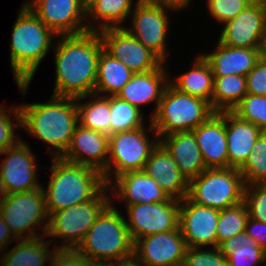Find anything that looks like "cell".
I'll use <instances>...</instances> for the list:
<instances>
[{"mask_svg": "<svg viewBox=\"0 0 266 266\" xmlns=\"http://www.w3.org/2000/svg\"><path fill=\"white\" fill-rule=\"evenodd\" d=\"M232 112L266 132V96L247 93Z\"/></svg>", "mask_w": 266, "mask_h": 266, "instance_id": "cell-37", "label": "cell"}, {"mask_svg": "<svg viewBox=\"0 0 266 266\" xmlns=\"http://www.w3.org/2000/svg\"><path fill=\"white\" fill-rule=\"evenodd\" d=\"M239 171L245 185L266 184V132L255 141L251 154Z\"/></svg>", "mask_w": 266, "mask_h": 266, "instance_id": "cell-36", "label": "cell"}, {"mask_svg": "<svg viewBox=\"0 0 266 266\" xmlns=\"http://www.w3.org/2000/svg\"><path fill=\"white\" fill-rule=\"evenodd\" d=\"M196 59V60H195ZM194 59L192 69L170 79L169 82L179 91L196 96L208 101L211 105V98L214 91V75L209 63L197 55Z\"/></svg>", "mask_w": 266, "mask_h": 266, "instance_id": "cell-29", "label": "cell"}, {"mask_svg": "<svg viewBox=\"0 0 266 266\" xmlns=\"http://www.w3.org/2000/svg\"><path fill=\"white\" fill-rule=\"evenodd\" d=\"M88 263V259L77 250L56 249L49 266H86Z\"/></svg>", "mask_w": 266, "mask_h": 266, "instance_id": "cell-43", "label": "cell"}, {"mask_svg": "<svg viewBox=\"0 0 266 266\" xmlns=\"http://www.w3.org/2000/svg\"><path fill=\"white\" fill-rule=\"evenodd\" d=\"M111 201L98 215L76 249L89 262L110 264L133 256V241L126 218Z\"/></svg>", "mask_w": 266, "mask_h": 266, "instance_id": "cell-5", "label": "cell"}, {"mask_svg": "<svg viewBox=\"0 0 266 266\" xmlns=\"http://www.w3.org/2000/svg\"><path fill=\"white\" fill-rule=\"evenodd\" d=\"M182 10L170 2L138 0L129 18L131 26L124 28L135 36L146 48L155 53L164 63L168 62L167 33H169L170 11Z\"/></svg>", "mask_w": 266, "mask_h": 266, "instance_id": "cell-10", "label": "cell"}, {"mask_svg": "<svg viewBox=\"0 0 266 266\" xmlns=\"http://www.w3.org/2000/svg\"><path fill=\"white\" fill-rule=\"evenodd\" d=\"M227 258L228 266H260L266 263V252L242 231L219 246Z\"/></svg>", "mask_w": 266, "mask_h": 266, "instance_id": "cell-31", "label": "cell"}, {"mask_svg": "<svg viewBox=\"0 0 266 266\" xmlns=\"http://www.w3.org/2000/svg\"><path fill=\"white\" fill-rule=\"evenodd\" d=\"M51 159L48 186H42L49 216L53 212L94 199L107 186L103 174L92 167L72 163L61 157Z\"/></svg>", "mask_w": 266, "mask_h": 266, "instance_id": "cell-4", "label": "cell"}, {"mask_svg": "<svg viewBox=\"0 0 266 266\" xmlns=\"http://www.w3.org/2000/svg\"><path fill=\"white\" fill-rule=\"evenodd\" d=\"M86 266H108V264L89 262Z\"/></svg>", "mask_w": 266, "mask_h": 266, "instance_id": "cell-49", "label": "cell"}, {"mask_svg": "<svg viewBox=\"0 0 266 266\" xmlns=\"http://www.w3.org/2000/svg\"><path fill=\"white\" fill-rule=\"evenodd\" d=\"M262 52H263V56L266 57V36H265V40H264V45H263Z\"/></svg>", "mask_w": 266, "mask_h": 266, "instance_id": "cell-50", "label": "cell"}, {"mask_svg": "<svg viewBox=\"0 0 266 266\" xmlns=\"http://www.w3.org/2000/svg\"><path fill=\"white\" fill-rule=\"evenodd\" d=\"M138 0H89L86 3L88 31L124 27ZM135 3V4H134Z\"/></svg>", "mask_w": 266, "mask_h": 266, "instance_id": "cell-27", "label": "cell"}, {"mask_svg": "<svg viewBox=\"0 0 266 266\" xmlns=\"http://www.w3.org/2000/svg\"><path fill=\"white\" fill-rule=\"evenodd\" d=\"M56 39L53 46L56 77L52 94L73 98L94 94L98 59L104 49L99 31L59 35Z\"/></svg>", "mask_w": 266, "mask_h": 266, "instance_id": "cell-1", "label": "cell"}, {"mask_svg": "<svg viewBox=\"0 0 266 266\" xmlns=\"http://www.w3.org/2000/svg\"><path fill=\"white\" fill-rule=\"evenodd\" d=\"M228 168L240 169L251 154L253 145L264 132L254 124L242 120L232 111H225Z\"/></svg>", "mask_w": 266, "mask_h": 266, "instance_id": "cell-25", "label": "cell"}, {"mask_svg": "<svg viewBox=\"0 0 266 266\" xmlns=\"http://www.w3.org/2000/svg\"><path fill=\"white\" fill-rule=\"evenodd\" d=\"M46 103L19 105L21 129L48 144L51 157H61L79 124L76 98L51 95ZM53 148V149H52Z\"/></svg>", "mask_w": 266, "mask_h": 266, "instance_id": "cell-2", "label": "cell"}, {"mask_svg": "<svg viewBox=\"0 0 266 266\" xmlns=\"http://www.w3.org/2000/svg\"><path fill=\"white\" fill-rule=\"evenodd\" d=\"M144 114L138 107L110 96V135L144 127Z\"/></svg>", "mask_w": 266, "mask_h": 266, "instance_id": "cell-34", "label": "cell"}, {"mask_svg": "<svg viewBox=\"0 0 266 266\" xmlns=\"http://www.w3.org/2000/svg\"><path fill=\"white\" fill-rule=\"evenodd\" d=\"M133 74L134 72L121 61L112 57L103 49L98 59L94 94L106 97L117 96L131 80Z\"/></svg>", "mask_w": 266, "mask_h": 266, "instance_id": "cell-30", "label": "cell"}, {"mask_svg": "<svg viewBox=\"0 0 266 266\" xmlns=\"http://www.w3.org/2000/svg\"><path fill=\"white\" fill-rule=\"evenodd\" d=\"M174 266H186L184 263L179 264V265H174Z\"/></svg>", "mask_w": 266, "mask_h": 266, "instance_id": "cell-52", "label": "cell"}, {"mask_svg": "<svg viewBox=\"0 0 266 266\" xmlns=\"http://www.w3.org/2000/svg\"><path fill=\"white\" fill-rule=\"evenodd\" d=\"M245 186L238 169H206L189 180L186 197L198 205L224 210L244 201Z\"/></svg>", "mask_w": 266, "mask_h": 266, "instance_id": "cell-8", "label": "cell"}, {"mask_svg": "<svg viewBox=\"0 0 266 266\" xmlns=\"http://www.w3.org/2000/svg\"><path fill=\"white\" fill-rule=\"evenodd\" d=\"M213 113L208 101L183 93L169 82L155 115L150 119L160 139L172 133L192 131Z\"/></svg>", "mask_w": 266, "mask_h": 266, "instance_id": "cell-6", "label": "cell"}, {"mask_svg": "<svg viewBox=\"0 0 266 266\" xmlns=\"http://www.w3.org/2000/svg\"><path fill=\"white\" fill-rule=\"evenodd\" d=\"M249 211L243 201L235 206L220 210L217 223V247L225 240L245 230Z\"/></svg>", "mask_w": 266, "mask_h": 266, "instance_id": "cell-35", "label": "cell"}, {"mask_svg": "<svg viewBox=\"0 0 266 266\" xmlns=\"http://www.w3.org/2000/svg\"><path fill=\"white\" fill-rule=\"evenodd\" d=\"M108 266H146V265L143 264L139 259H137L133 255L129 258H125V259L110 263L108 264Z\"/></svg>", "mask_w": 266, "mask_h": 266, "instance_id": "cell-46", "label": "cell"}, {"mask_svg": "<svg viewBox=\"0 0 266 266\" xmlns=\"http://www.w3.org/2000/svg\"><path fill=\"white\" fill-rule=\"evenodd\" d=\"M125 206L126 226L133 243L142 237L179 228L180 200L170 198L161 203Z\"/></svg>", "mask_w": 266, "mask_h": 266, "instance_id": "cell-12", "label": "cell"}, {"mask_svg": "<svg viewBox=\"0 0 266 266\" xmlns=\"http://www.w3.org/2000/svg\"><path fill=\"white\" fill-rule=\"evenodd\" d=\"M6 155L0 165V176L5 188L10 193H20L42 187L38 179L37 155L22 139L13 147L7 148L0 155Z\"/></svg>", "mask_w": 266, "mask_h": 266, "instance_id": "cell-15", "label": "cell"}, {"mask_svg": "<svg viewBox=\"0 0 266 266\" xmlns=\"http://www.w3.org/2000/svg\"><path fill=\"white\" fill-rule=\"evenodd\" d=\"M103 48L134 73L158 69L164 62L124 27L99 31Z\"/></svg>", "mask_w": 266, "mask_h": 266, "instance_id": "cell-14", "label": "cell"}, {"mask_svg": "<svg viewBox=\"0 0 266 266\" xmlns=\"http://www.w3.org/2000/svg\"><path fill=\"white\" fill-rule=\"evenodd\" d=\"M215 46L212 52L201 54L209 63L214 76H246L263 55V48L231 47L219 40Z\"/></svg>", "mask_w": 266, "mask_h": 266, "instance_id": "cell-24", "label": "cell"}, {"mask_svg": "<svg viewBox=\"0 0 266 266\" xmlns=\"http://www.w3.org/2000/svg\"><path fill=\"white\" fill-rule=\"evenodd\" d=\"M187 246L180 228L137 239L133 255L146 266H174L184 261Z\"/></svg>", "mask_w": 266, "mask_h": 266, "instance_id": "cell-18", "label": "cell"}, {"mask_svg": "<svg viewBox=\"0 0 266 266\" xmlns=\"http://www.w3.org/2000/svg\"><path fill=\"white\" fill-rule=\"evenodd\" d=\"M110 196L125 205L166 202L168 194L144 170L125 172L108 185Z\"/></svg>", "mask_w": 266, "mask_h": 266, "instance_id": "cell-20", "label": "cell"}, {"mask_svg": "<svg viewBox=\"0 0 266 266\" xmlns=\"http://www.w3.org/2000/svg\"><path fill=\"white\" fill-rule=\"evenodd\" d=\"M220 210L198 205L187 197L180 200L179 228L187 248L217 247Z\"/></svg>", "mask_w": 266, "mask_h": 266, "instance_id": "cell-17", "label": "cell"}, {"mask_svg": "<svg viewBox=\"0 0 266 266\" xmlns=\"http://www.w3.org/2000/svg\"><path fill=\"white\" fill-rule=\"evenodd\" d=\"M254 0H207L209 15L222 25L234 19Z\"/></svg>", "mask_w": 266, "mask_h": 266, "instance_id": "cell-41", "label": "cell"}, {"mask_svg": "<svg viewBox=\"0 0 266 266\" xmlns=\"http://www.w3.org/2000/svg\"><path fill=\"white\" fill-rule=\"evenodd\" d=\"M166 65L167 63H163L158 69L145 73H134L131 80L117 94V97L140 110L145 104L148 105L153 102L155 107L150 114L152 118L158 109L162 94L170 78H172L168 74V66L166 68Z\"/></svg>", "mask_w": 266, "mask_h": 266, "instance_id": "cell-21", "label": "cell"}, {"mask_svg": "<svg viewBox=\"0 0 266 266\" xmlns=\"http://www.w3.org/2000/svg\"><path fill=\"white\" fill-rule=\"evenodd\" d=\"M108 192L109 189L106 186L94 199L53 212L49 216L46 236H51L55 239L53 246L56 249L76 250L78 248L91 226L95 223L98 215L111 200H114L110 196V192L108 195Z\"/></svg>", "mask_w": 266, "mask_h": 266, "instance_id": "cell-7", "label": "cell"}, {"mask_svg": "<svg viewBox=\"0 0 266 266\" xmlns=\"http://www.w3.org/2000/svg\"><path fill=\"white\" fill-rule=\"evenodd\" d=\"M219 41L231 47L263 48L266 36V7L257 0L234 19L223 24Z\"/></svg>", "mask_w": 266, "mask_h": 266, "instance_id": "cell-16", "label": "cell"}, {"mask_svg": "<svg viewBox=\"0 0 266 266\" xmlns=\"http://www.w3.org/2000/svg\"><path fill=\"white\" fill-rule=\"evenodd\" d=\"M257 1H259L260 3H262L266 7V0H257Z\"/></svg>", "mask_w": 266, "mask_h": 266, "instance_id": "cell-51", "label": "cell"}, {"mask_svg": "<svg viewBox=\"0 0 266 266\" xmlns=\"http://www.w3.org/2000/svg\"><path fill=\"white\" fill-rule=\"evenodd\" d=\"M108 154L109 136L78 124L70 145L61 158L100 171L107 185Z\"/></svg>", "mask_w": 266, "mask_h": 266, "instance_id": "cell-19", "label": "cell"}, {"mask_svg": "<svg viewBox=\"0 0 266 266\" xmlns=\"http://www.w3.org/2000/svg\"><path fill=\"white\" fill-rule=\"evenodd\" d=\"M76 103L79 124L110 136V96L85 95L77 97Z\"/></svg>", "mask_w": 266, "mask_h": 266, "instance_id": "cell-32", "label": "cell"}, {"mask_svg": "<svg viewBox=\"0 0 266 266\" xmlns=\"http://www.w3.org/2000/svg\"><path fill=\"white\" fill-rule=\"evenodd\" d=\"M160 143L171 154L188 181L207 169L193 131L163 136L160 138Z\"/></svg>", "mask_w": 266, "mask_h": 266, "instance_id": "cell-26", "label": "cell"}, {"mask_svg": "<svg viewBox=\"0 0 266 266\" xmlns=\"http://www.w3.org/2000/svg\"><path fill=\"white\" fill-rule=\"evenodd\" d=\"M20 241V242H19ZM52 240L44 236L31 239H18V244L6 252H1L0 266H45L51 262L56 248L50 249Z\"/></svg>", "mask_w": 266, "mask_h": 266, "instance_id": "cell-28", "label": "cell"}, {"mask_svg": "<svg viewBox=\"0 0 266 266\" xmlns=\"http://www.w3.org/2000/svg\"><path fill=\"white\" fill-rule=\"evenodd\" d=\"M10 42V67L23 98L57 35L25 4L17 13Z\"/></svg>", "mask_w": 266, "mask_h": 266, "instance_id": "cell-3", "label": "cell"}, {"mask_svg": "<svg viewBox=\"0 0 266 266\" xmlns=\"http://www.w3.org/2000/svg\"><path fill=\"white\" fill-rule=\"evenodd\" d=\"M15 240L18 239L13 235L6 221L0 215V253L8 249V245H11Z\"/></svg>", "mask_w": 266, "mask_h": 266, "instance_id": "cell-45", "label": "cell"}, {"mask_svg": "<svg viewBox=\"0 0 266 266\" xmlns=\"http://www.w3.org/2000/svg\"><path fill=\"white\" fill-rule=\"evenodd\" d=\"M183 263L186 266H228L227 258L218 247L187 248Z\"/></svg>", "mask_w": 266, "mask_h": 266, "instance_id": "cell-39", "label": "cell"}, {"mask_svg": "<svg viewBox=\"0 0 266 266\" xmlns=\"http://www.w3.org/2000/svg\"><path fill=\"white\" fill-rule=\"evenodd\" d=\"M0 215L17 239L46 237L49 215L42 187L8 194L0 206ZM39 227L41 228L39 231L42 230V235L36 231Z\"/></svg>", "mask_w": 266, "mask_h": 266, "instance_id": "cell-11", "label": "cell"}, {"mask_svg": "<svg viewBox=\"0 0 266 266\" xmlns=\"http://www.w3.org/2000/svg\"><path fill=\"white\" fill-rule=\"evenodd\" d=\"M244 202L250 218L266 223V184L246 185Z\"/></svg>", "mask_w": 266, "mask_h": 266, "instance_id": "cell-40", "label": "cell"}, {"mask_svg": "<svg viewBox=\"0 0 266 266\" xmlns=\"http://www.w3.org/2000/svg\"><path fill=\"white\" fill-rule=\"evenodd\" d=\"M247 92L266 96V57L261 56L255 67L246 75Z\"/></svg>", "mask_w": 266, "mask_h": 266, "instance_id": "cell-42", "label": "cell"}, {"mask_svg": "<svg viewBox=\"0 0 266 266\" xmlns=\"http://www.w3.org/2000/svg\"><path fill=\"white\" fill-rule=\"evenodd\" d=\"M247 93L246 76H214L211 107L214 112L233 111Z\"/></svg>", "mask_w": 266, "mask_h": 266, "instance_id": "cell-33", "label": "cell"}, {"mask_svg": "<svg viewBox=\"0 0 266 266\" xmlns=\"http://www.w3.org/2000/svg\"><path fill=\"white\" fill-rule=\"evenodd\" d=\"M207 169L228 168L225 111L214 112L192 130Z\"/></svg>", "mask_w": 266, "mask_h": 266, "instance_id": "cell-22", "label": "cell"}, {"mask_svg": "<svg viewBox=\"0 0 266 266\" xmlns=\"http://www.w3.org/2000/svg\"><path fill=\"white\" fill-rule=\"evenodd\" d=\"M149 123L148 128L144 126L109 136L107 185L125 172L144 170L152 150L160 142L151 120Z\"/></svg>", "mask_w": 266, "mask_h": 266, "instance_id": "cell-9", "label": "cell"}, {"mask_svg": "<svg viewBox=\"0 0 266 266\" xmlns=\"http://www.w3.org/2000/svg\"><path fill=\"white\" fill-rule=\"evenodd\" d=\"M144 171L161 186L170 198L182 200L187 196L189 181L160 142L152 150Z\"/></svg>", "mask_w": 266, "mask_h": 266, "instance_id": "cell-23", "label": "cell"}, {"mask_svg": "<svg viewBox=\"0 0 266 266\" xmlns=\"http://www.w3.org/2000/svg\"><path fill=\"white\" fill-rule=\"evenodd\" d=\"M7 196H8V192H7L5 185H4V182L2 181L1 176H0V206Z\"/></svg>", "mask_w": 266, "mask_h": 266, "instance_id": "cell-48", "label": "cell"}, {"mask_svg": "<svg viewBox=\"0 0 266 266\" xmlns=\"http://www.w3.org/2000/svg\"><path fill=\"white\" fill-rule=\"evenodd\" d=\"M25 4L57 36L88 31L85 0H26Z\"/></svg>", "mask_w": 266, "mask_h": 266, "instance_id": "cell-13", "label": "cell"}, {"mask_svg": "<svg viewBox=\"0 0 266 266\" xmlns=\"http://www.w3.org/2000/svg\"><path fill=\"white\" fill-rule=\"evenodd\" d=\"M245 231L247 235L266 252V223L248 217Z\"/></svg>", "mask_w": 266, "mask_h": 266, "instance_id": "cell-44", "label": "cell"}, {"mask_svg": "<svg viewBox=\"0 0 266 266\" xmlns=\"http://www.w3.org/2000/svg\"><path fill=\"white\" fill-rule=\"evenodd\" d=\"M159 1H164V2H170L175 5H178L181 7L183 10L187 7H189L191 0H159Z\"/></svg>", "mask_w": 266, "mask_h": 266, "instance_id": "cell-47", "label": "cell"}, {"mask_svg": "<svg viewBox=\"0 0 266 266\" xmlns=\"http://www.w3.org/2000/svg\"><path fill=\"white\" fill-rule=\"evenodd\" d=\"M15 128L21 129L19 104L11 105L8 110L0 104V154L7 148L16 145L22 139L17 137Z\"/></svg>", "mask_w": 266, "mask_h": 266, "instance_id": "cell-38", "label": "cell"}]
</instances>
